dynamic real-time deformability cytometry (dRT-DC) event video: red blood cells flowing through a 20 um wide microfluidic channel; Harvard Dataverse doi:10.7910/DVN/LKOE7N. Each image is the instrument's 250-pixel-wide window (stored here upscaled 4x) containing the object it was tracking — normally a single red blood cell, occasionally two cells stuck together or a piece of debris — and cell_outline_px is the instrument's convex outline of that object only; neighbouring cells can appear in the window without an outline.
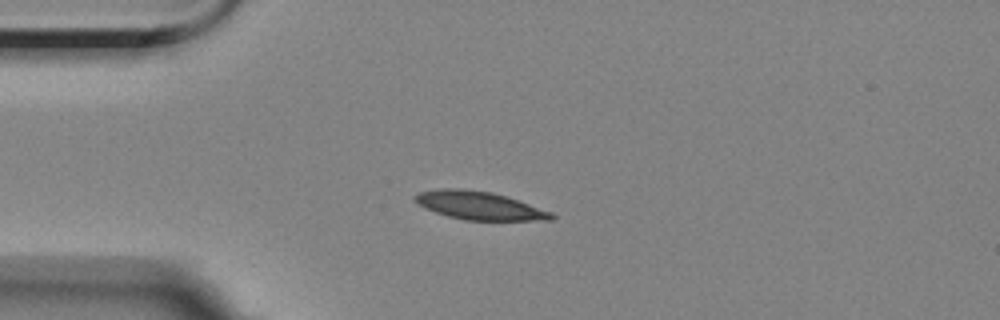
{"species": "Egyptian fruit bat (a non-hibernating species)", "species_latin": "Rousettus aegyptiacus", "temperature_condition": "room temperature", "stored_images_in_passage": 11, "camera_frame_rate_fps": 3000, "um_per_image_px": 0.085, "animal": {"sex": "female"}, "frame": {"image": 1, "passage_image": 4, "time_ms": 4.333, "image_size_px": [1000, 320], "cell_outline_px": [[556, 216], [552, 220], [464, 220], [448, 216], [424, 208], [416, 204], [412, 200], [412, 196], [416, 192], [444, 188], [460, 188], [492, 192], [552, 212]], "centroid_in_image_um": [40.65, 17.47], "position_along_channel_um": 44.3, "area_um2": 22.43}}
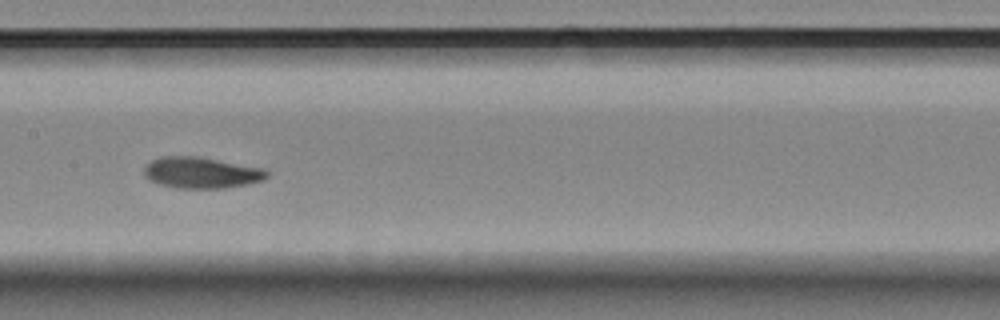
{"frame": {"image": 2, "passage_image": 8, "time_ms": 9.0, "image_size_px": [1000, 320], "cell_outline_px": [[268, 176], [264, 180], [224, 188], [180, 188], [160, 184], [148, 180], [144, 176], [144, 164], [160, 156], [200, 156], [264, 168], [268, 172]], "centroid_in_image_um": [17.08, 14.66], "position_along_channel_um": 190.3, "area_um2": 22.48}}
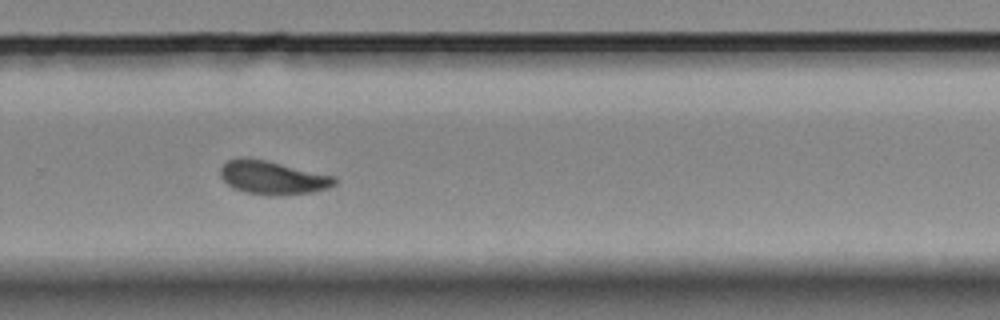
{"frame": {"image": 3, "passage_image": 11, "time_ms": 12.333, "image_size_px": [1000, 320], "cell_outline_px": [[336, 184], [328, 188], [312, 192], [280, 196], [244, 192], [228, 184], [220, 176], [220, 168], [228, 160], [236, 156], [244, 156], [268, 160], [336, 176]], "centroid_in_image_um": [23.18, 15.07], "position_along_channel_um": 306.6, "area_um2": 22.6}}